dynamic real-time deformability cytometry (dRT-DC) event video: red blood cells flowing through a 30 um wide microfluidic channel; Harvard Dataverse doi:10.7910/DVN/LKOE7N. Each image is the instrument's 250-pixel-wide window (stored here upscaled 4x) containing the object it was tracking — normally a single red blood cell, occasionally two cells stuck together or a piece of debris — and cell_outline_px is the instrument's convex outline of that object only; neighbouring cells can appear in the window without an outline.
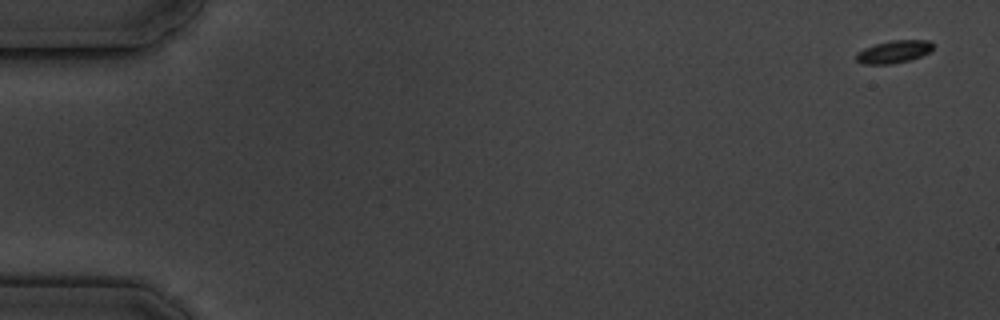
{"species": "common noctule bat (a hibernating species)", "species_latin": "Nyctalus noctula", "temperature_condition": "cold", "stored_images_in_passage": 5, "camera_frame_rate_fps": 3000, "um_per_image_px": 0.085, "animal": {"sex": "male", "body_mass_g": 19.5, "forearm_length_mm": 54.6}, "frame": {"image": 1, "passage_image": 1, "time_ms": 0.0, "image_size_px": [1000, 320], "cell_outline_px": [[932, 48], [928, 52], [920, 56], [908, 60], [892, 64], [860, 64], [856, 60], [856, 52], [864, 48], [876, 44], [892, 40], [928, 40], [932, 44]], "centroid_in_image_um": [75.91, 4.4], "position_along_channel_um": 9.1, "area_um2": 10.0}}